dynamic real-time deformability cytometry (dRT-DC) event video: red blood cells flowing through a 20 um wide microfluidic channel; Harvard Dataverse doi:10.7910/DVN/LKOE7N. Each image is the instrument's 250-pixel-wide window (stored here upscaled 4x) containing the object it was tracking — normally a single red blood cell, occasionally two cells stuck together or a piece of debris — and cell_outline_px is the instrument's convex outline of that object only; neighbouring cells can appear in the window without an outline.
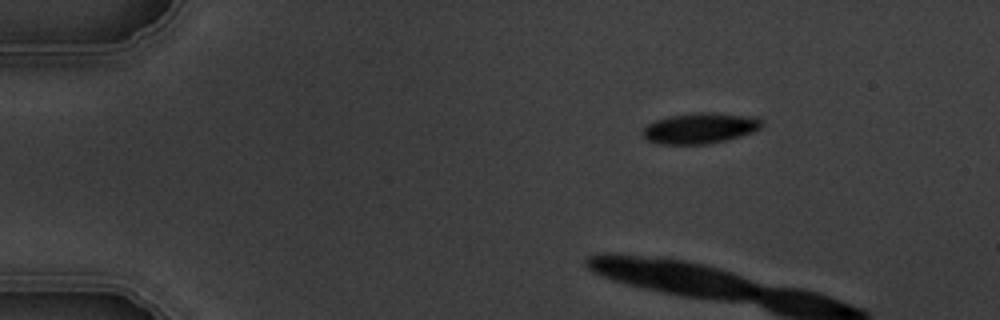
{"species": "common noctule bat (a hibernating species)", "species_latin": "Nyctalus noctula", "temperature_condition": "warm", "stored_images_in_passage": 4, "camera_frame_rate_fps": 3000, "um_per_image_px": 0.085, "animal": {"sex": "male", "body_mass_g": 19.5, "forearm_length_mm": 54.6}, "frame": {"image": 1, "passage_image": 1, "time_ms": 0.0, "image_size_px": [1000, 320], "cell_outline_px": [[764, 124], [760, 128], [752, 132], [728, 140], [708, 144], [660, 144], [648, 140], [640, 132], [648, 124], [656, 120], [668, 116], [700, 112], [712, 112], [756, 116], [764, 120]], "centroid_in_image_um": [59.55, 10.89], "position_along_channel_um": 25.5, "area_um2": 21.56}}
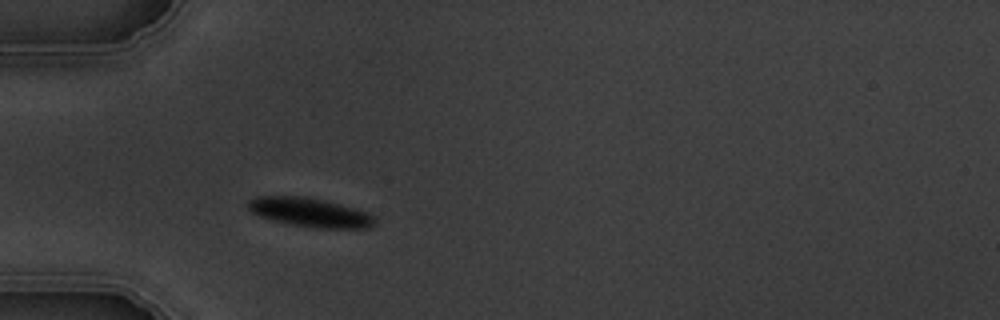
{"frame": {"image": 2, "passage_image": 4, "time_ms": 4.333, "image_size_px": [1000, 320], "cell_outline_px": [[376, 224], [368, 228], [312, 228], [288, 224], [272, 220], [260, 216], [252, 212], [248, 208], [248, 200], [256, 196], [308, 196], [324, 200], [368, 212], [376, 216]], "centroid_in_image_um": [26.36, 18.06], "position_along_channel_um": 58.6, "area_um2": 21.68}}